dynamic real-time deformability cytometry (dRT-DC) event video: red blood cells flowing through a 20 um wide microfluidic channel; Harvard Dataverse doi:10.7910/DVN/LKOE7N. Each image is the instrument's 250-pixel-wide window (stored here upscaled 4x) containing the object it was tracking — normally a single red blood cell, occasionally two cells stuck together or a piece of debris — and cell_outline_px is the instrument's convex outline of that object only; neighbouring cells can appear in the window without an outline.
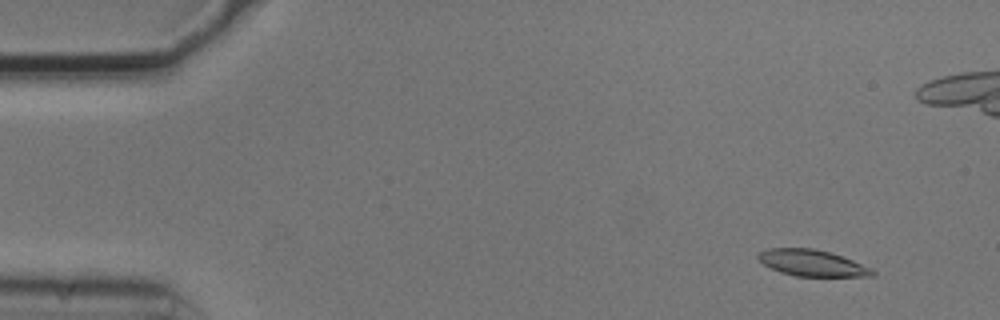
{"species": "common noctule bat (a hibernating species)", "species_latin": "Nyctalus noctula", "temperature_condition": "cold", "stored_images_in_passage": 55, "camera_frame_rate_fps": 3000, "um_per_image_px": 0.085, "animal": {"sex": "male", "body_mass_g": 20.5, "forearm_length_mm": 52.5}, "frame": {"image": 1, "passage_image": 5, "time_ms": 1.333, "image_size_px": [1000, 320], "cell_outline_px": [[876, 276], [796, 276], [780, 272], [764, 264], [756, 256], [756, 252], [768, 248], [812, 248], [828, 252], [852, 260], [872, 268], [876, 272]], "centroid_in_image_um": [69.01, 22.35], "position_along_channel_um": 16.0, "area_um2": 17.46}}
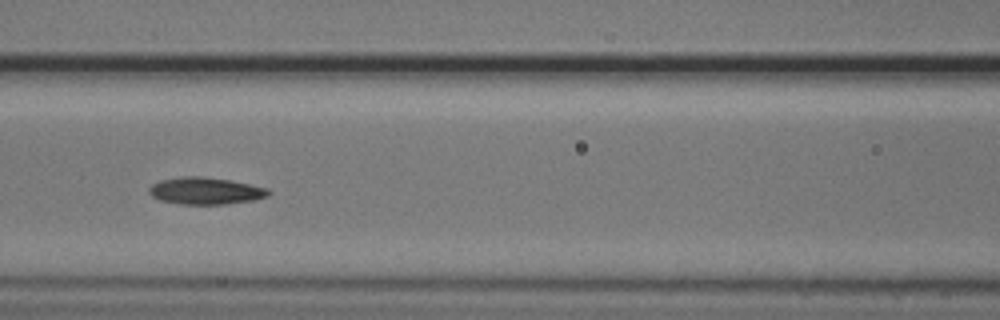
{"frame": {"image": 2, "passage_image": 24, "time_ms": 7.667, "image_size_px": [1000, 320], "cell_outline_px": [[272, 192], [268, 196], [256, 200], [224, 204], [180, 204], [160, 200], [152, 196], [148, 192], [148, 188], [152, 184], [160, 180], [180, 176], [204, 176], [232, 180], [268, 188]], "centroid_in_image_um": [17.48, 16.21], "position_along_channel_um": 149.1, "area_um2": 19.07}}
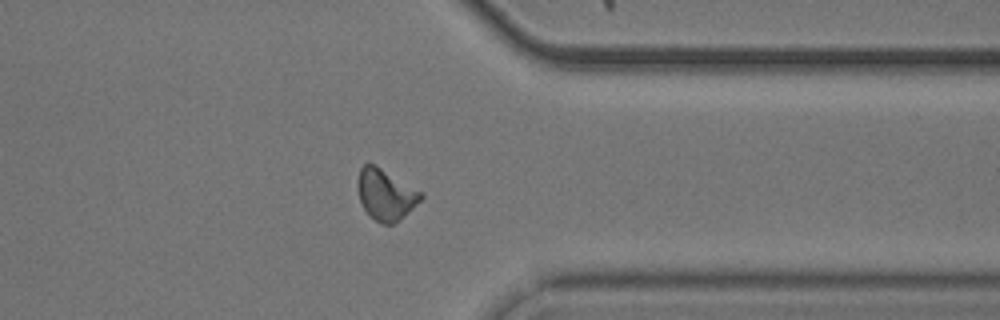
{"frame": {"image": 3, "passage_image": 43, "time_ms": 14.0, "image_size_px": [1000, 320], "cell_outline_px": [[424, 196], [400, 220], [392, 224], [384, 224], [376, 220], [360, 204], [356, 184], [360, 168], [364, 164], [376, 164], [424, 192]], "centroid_in_image_um": [32.78, 16.5], "position_along_channel_um": 378.6, "area_um2": 18.96}, "authors_computed_cell_mechanics": {"area_um2": 18.2648, "velocity_mm_per_s": 3.7246, "shape_relaxation_time_tau1_ms": 3.7898, "shape_relaxation_time_tau2_ms": 2.5079, "deformation_change_tau1": 0.1214, "deformation_change_tau2": 0.0878}}